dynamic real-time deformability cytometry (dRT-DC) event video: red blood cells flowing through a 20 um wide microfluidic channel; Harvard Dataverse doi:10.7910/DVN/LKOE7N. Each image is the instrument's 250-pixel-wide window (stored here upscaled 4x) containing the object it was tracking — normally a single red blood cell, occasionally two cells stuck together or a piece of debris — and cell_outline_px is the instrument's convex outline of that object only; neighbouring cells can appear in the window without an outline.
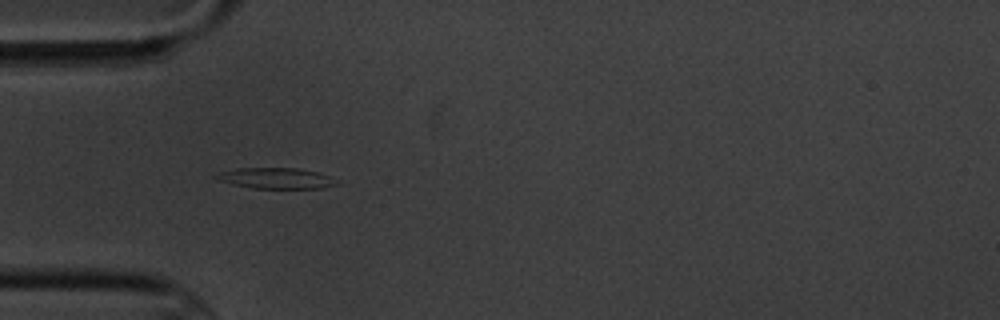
{"species": "common noctule bat (a hibernating species)", "species_latin": "Nyctalus noctula", "temperature_condition": "cold", "stored_images_in_passage": 3, "camera_frame_rate_fps": 3000, "um_per_image_px": 0.085, "animal": {"sex": "male", "body_mass_g": 20.1, "forearm_length_mm": 53.5}, "frame": {"image": 1, "passage_image": 1, "time_ms": 0.0, "image_size_px": [1000, 320], "cell_outline_px": [[340, 184], [320, 188], [252, 188], [232, 184], [216, 180], [212, 176], [220, 172], [236, 168], [296, 168], [320, 172], [336, 180]], "centroid_in_image_um": [23.43, 15.15], "position_along_channel_um": 61.6, "area_um2": 14.68}}
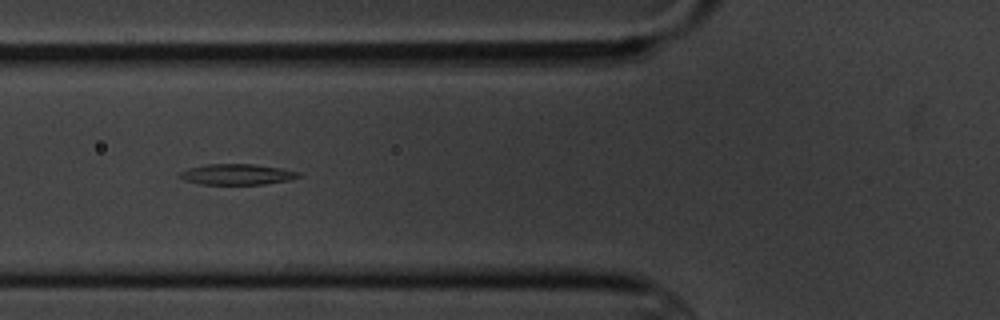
{"frame": {"image": 2, "passage_image": 2, "time_ms": 1.333, "image_size_px": [1000, 320], "cell_outline_px": [[300, 176], [288, 180], [264, 184], [200, 184], [184, 180], [180, 176], [180, 172], [188, 168], [208, 164], [252, 164], [280, 168], [300, 172]], "centroid_in_image_um": [20.13, 14.82], "position_along_channel_um": 105.7, "area_um2": 14.16}}
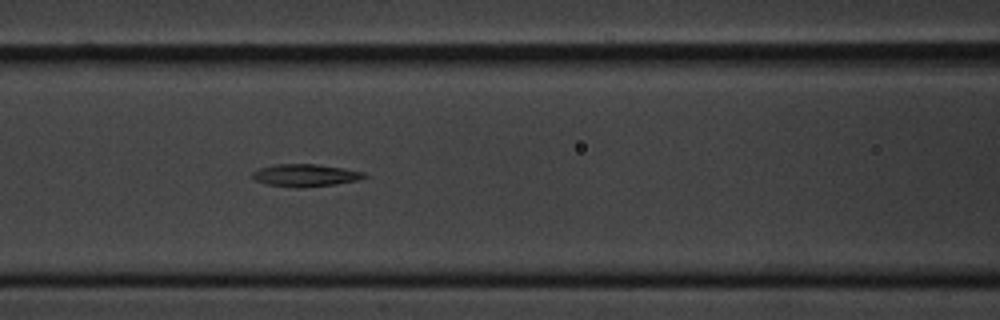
{"frame": {"image": 3, "passage_image": 3, "time_ms": 2.333, "image_size_px": [1000, 320], "cell_outline_px": [[368, 176], [360, 180], [336, 184], [300, 188], [296, 188], [268, 184], [256, 180], [252, 176], [252, 172], [260, 168], [272, 164], [316, 164], [344, 168], [364, 172]], "centroid_in_image_um": [25.98, 14.9], "position_along_channel_um": 140.6, "area_um2": 14.68}}